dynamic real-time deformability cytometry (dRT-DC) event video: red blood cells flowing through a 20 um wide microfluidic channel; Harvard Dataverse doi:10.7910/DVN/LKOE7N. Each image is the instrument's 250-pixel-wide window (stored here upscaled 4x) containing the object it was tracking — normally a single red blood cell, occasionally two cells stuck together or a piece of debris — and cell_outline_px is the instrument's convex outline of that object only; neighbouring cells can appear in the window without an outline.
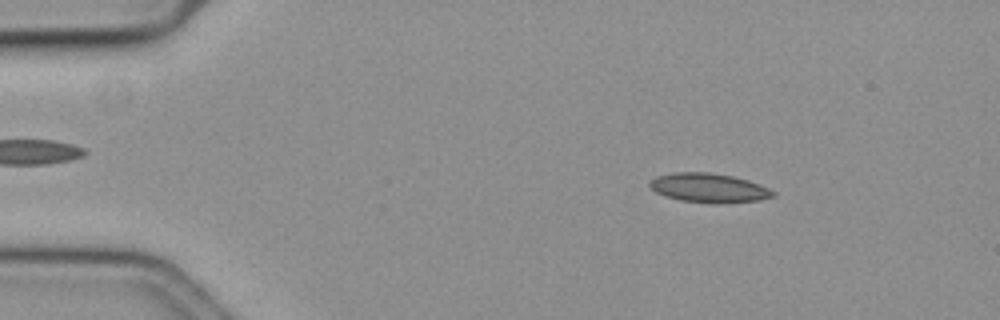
{"species": "common noctule bat (a hibernating species)", "species_latin": "Nyctalus noctula", "temperature_condition": "cold", "stored_images_in_passage": 20, "camera_frame_rate_fps": 3000, "um_per_image_px": 0.085, "animal": {"sex": "female", "body_mass_g": 19.3, "forearm_length_mm": 54.1}, "frame": {"image": 1, "passage_image": 8, "time_ms": 2.333, "image_size_px": [1000, 320], "cell_outline_px": [[776, 196], [760, 200], [720, 204], [712, 204], [680, 200], [664, 196], [656, 192], [648, 184], [656, 176], [676, 172], [708, 172], [732, 176], [748, 180], [768, 188], [776, 192]], "centroid_in_image_um": [60.27, 15.98], "position_along_channel_um": 24.7, "area_um2": 21.1}}
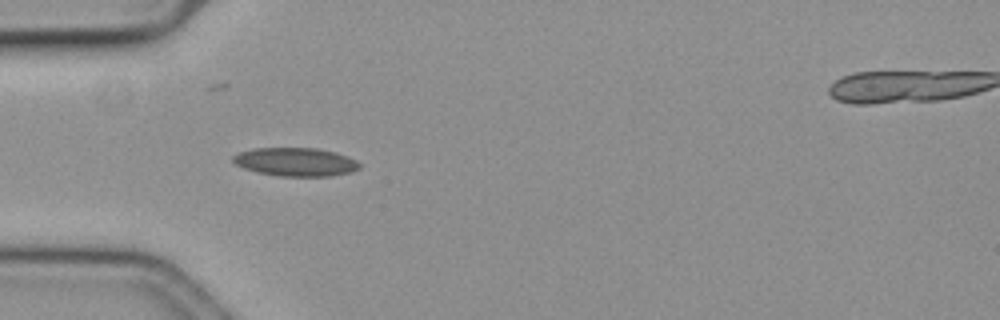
{"frame": {"image": 2, "passage_image": 17, "time_ms": 5.333, "image_size_px": [1000, 320], "cell_outline_px": [[360, 168], [352, 172], [332, 176], [280, 176], [256, 172], [244, 168], [236, 164], [232, 160], [232, 156], [240, 152], [256, 148], [316, 148], [336, 152], [348, 156], [356, 160], [360, 164]], "centroid_in_image_um": [25.16, 13.76], "position_along_channel_um": 59.8, "area_um2": 21.04}}